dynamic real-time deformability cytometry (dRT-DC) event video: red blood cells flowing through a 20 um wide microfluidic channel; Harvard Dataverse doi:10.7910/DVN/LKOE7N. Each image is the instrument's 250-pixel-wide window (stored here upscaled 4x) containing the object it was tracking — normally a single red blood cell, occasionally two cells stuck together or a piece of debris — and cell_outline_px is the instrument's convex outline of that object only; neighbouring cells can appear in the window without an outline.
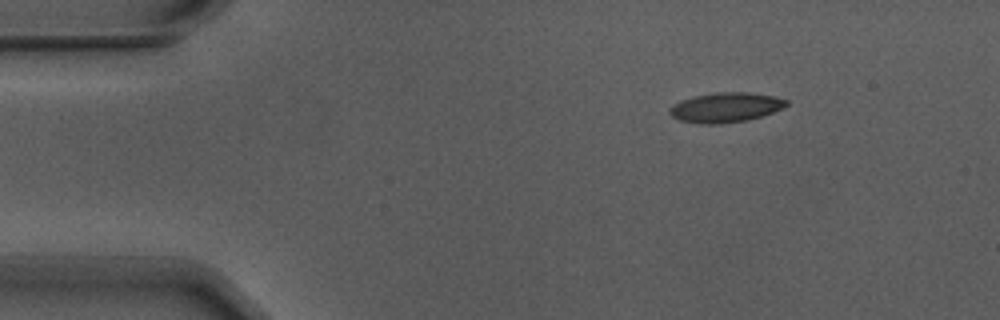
{"species": "Egyptian fruit bat (a non-hibernating species)", "species_latin": "Rousettus aegyptiacus", "temperature_condition": "warm", "stored_images_in_passage": 3, "camera_frame_rate_fps": 3000, "um_per_image_px": 0.085, "animal": {"sex": "male"}, "frame": {"image": 1, "passage_image": 1, "time_ms": 0.0, "image_size_px": [1000, 320], "cell_outline_px": [[788, 104], [784, 108], [748, 120], [720, 124], [696, 124], [680, 120], [672, 116], [668, 112], [676, 104], [684, 100], [696, 96], [716, 92], [748, 92], [772, 96], [788, 100]], "centroid_in_image_um": [61.71, 9.14], "position_along_channel_um": 23.3, "area_um2": 20.0}}